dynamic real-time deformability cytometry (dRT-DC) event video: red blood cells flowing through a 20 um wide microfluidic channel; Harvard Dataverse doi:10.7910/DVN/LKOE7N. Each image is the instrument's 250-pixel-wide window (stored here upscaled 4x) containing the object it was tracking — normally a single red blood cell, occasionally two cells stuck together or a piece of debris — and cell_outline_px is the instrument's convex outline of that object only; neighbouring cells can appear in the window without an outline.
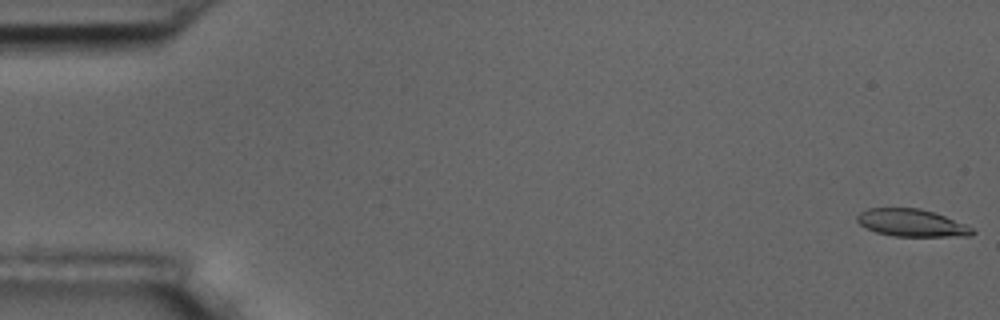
{"species": "common noctule bat (a hibernating species)", "species_latin": "Nyctalus noctula", "temperature_condition": "room temperature", "stored_images_in_passage": 8, "camera_frame_rate_fps": 3000, "um_per_image_px": 0.085, "animal": {"sex": "male", "body_mass_g": 17.5, "forearm_length_mm": 52.3}, "frame": {"image": 1, "passage_image": 1, "time_ms": 0.0, "image_size_px": [1000, 320], "cell_outline_px": [[976, 232], [972, 236], [892, 236], [876, 232], [860, 224], [856, 220], [856, 216], [860, 212], [868, 208], [920, 208], [968, 224]], "centroid_in_image_um": [77.51, 18.95], "position_along_channel_um": 7.5, "area_um2": 18.44}}
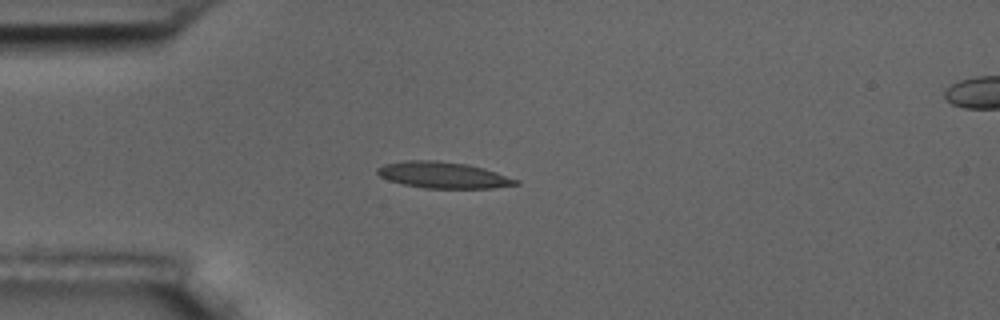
{"frame": {"image": 2, "passage_image": 5, "time_ms": 4.667, "image_size_px": [1000, 320], "cell_outline_px": [[520, 184], [492, 188], [424, 188], [404, 184], [388, 180], [380, 176], [376, 172], [376, 168], [384, 164], [404, 160], [436, 160], [468, 164], [484, 168], [520, 180]], "centroid_in_image_um": [37.67, 14.87], "position_along_channel_um": 47.3, "area_um2": 21.33}}